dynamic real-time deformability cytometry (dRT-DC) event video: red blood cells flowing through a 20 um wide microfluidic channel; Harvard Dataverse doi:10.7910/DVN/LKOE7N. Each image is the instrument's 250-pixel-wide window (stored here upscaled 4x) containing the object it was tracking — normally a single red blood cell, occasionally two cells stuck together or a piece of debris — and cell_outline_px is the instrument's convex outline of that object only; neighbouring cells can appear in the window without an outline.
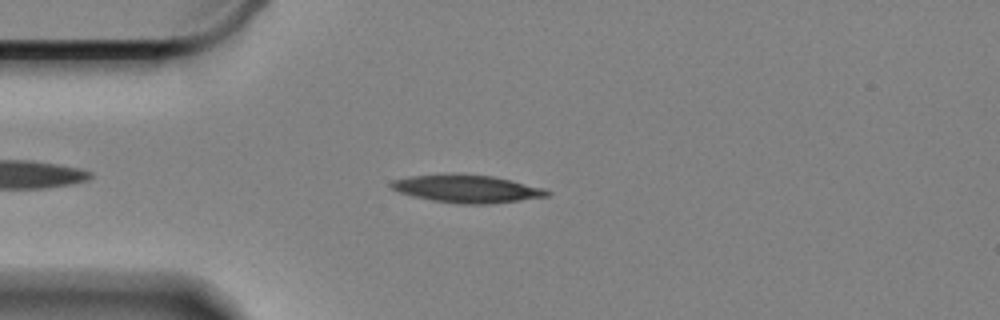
{"species": "Egyptian fruit bat (a non-hibernating species)", "species_latin": "Rousettus aegyptiacus", "temperature_condition": "cold", "stored_images_in_passage": 44, "camera_frame_rate_fps": 3000, "um_per_image_px": 0.085, "animal": {"sex": "female"}, "frame": {"image": 1, "passage_image": 3, "time_ms": 0.667, "image_size_px": [1000, 320], "cell_outline_px": [[552, 192], [548, 196], [488, 204], [460, 204], [432, 200], [400, 192], [392, 188], [388, 184], [392, 180], [408, 176], [456, 172], [492, 176], [544, 188]], "centroid_in_image_um": [39.66, 16.02], "position_along_channel_um": 45.3, "area_um2": 25.32}}
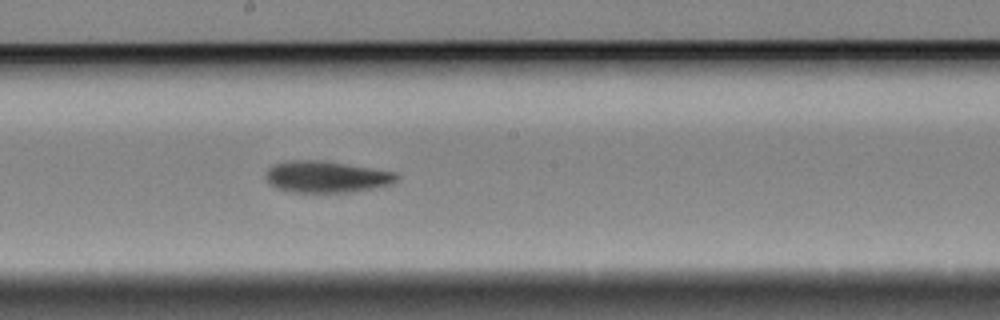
{"frame": {"image": 2, "passage_image": 20, "time_ms": 6.333, "image_size_px": [1000, 320], "cell_outline_px": [[400, 176], [392, 184], [352, 192], [288, 192], [276, 188], [264, 176], [268, 168], [276, 164], [292, 160], [320, 160], [396, 172]], "centroid_in_image_um": [27.75, 15.03], "position_along_channel_um": 220.5, "area_um2": 23.93}}
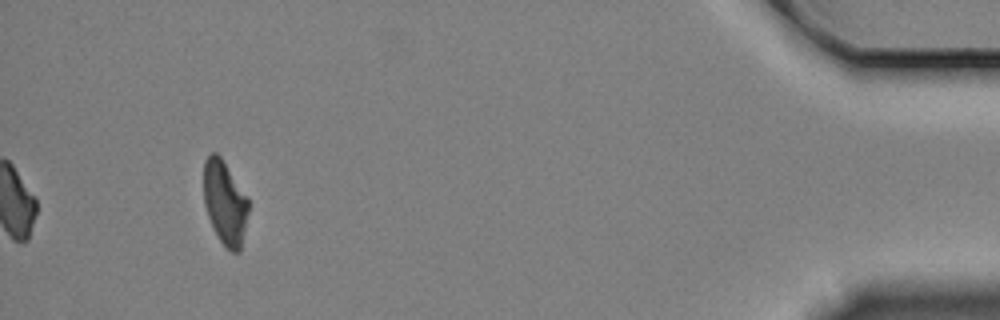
{"frame": {"image": 3, "passage_image": 44, "time_ms": 14.333, "image_size_px": [1000, 320], "cell_outline_px": [[248, 212], [240, 252], [232, 252], [220, 240], [208, 216], [204, 204], [204, 160], [212, 152], [216, 152], [220, 156], [248, 200]], "centroid_in_image_um": [19.1, 17.22], "position_along_channel_um": 416.1, "area_um2": 21.27}, "authors_computed_cell_mechanics": {"area_um2": 23.9292, "velocity_mm_per_s": 3.3242, "shape_relaxation_time_tau1_ms": 5.6956, "shape_relaxation_time_tau2_ms": 6.2781, "deformation_change_tau1": 0.1595, "deformation_change_tau2": 0.1438}}